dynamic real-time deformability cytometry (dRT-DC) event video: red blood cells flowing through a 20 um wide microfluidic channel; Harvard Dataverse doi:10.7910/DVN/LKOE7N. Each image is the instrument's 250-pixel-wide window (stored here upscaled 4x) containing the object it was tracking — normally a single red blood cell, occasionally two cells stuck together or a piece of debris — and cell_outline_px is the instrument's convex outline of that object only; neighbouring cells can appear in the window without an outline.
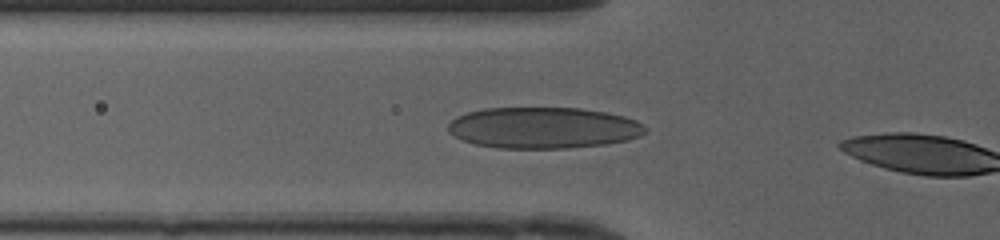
{"species": "human", "species_latin": "Homo sapiens", "temperature_condition": "cold", "stored_images_in_passage": 5, "camera_frame_rate_fps": 3000, "um_per_image_px": 0.085, "donor": {"sex": "female"}, "frame": {"image": 1, "passage_image": 4, "time_ms": 1.0, "image_size_px": [1000, 240], "cell_outline_px": [[648, 132], [640, 136], [628, 140], [604, 144], [568, 148], [500, 148], [476, 144], [464, 140], [448, 132], [448, 124], [456, 116], [468, 112], [484, 108], [580, 108], [608, 112], [624, 116], [636, 120], [644, 124], [648, 128]], "centroid_in_image_um": [46.24, 10.85], "position_along_channel_um": 79.6, "area_um2": 47.57}}